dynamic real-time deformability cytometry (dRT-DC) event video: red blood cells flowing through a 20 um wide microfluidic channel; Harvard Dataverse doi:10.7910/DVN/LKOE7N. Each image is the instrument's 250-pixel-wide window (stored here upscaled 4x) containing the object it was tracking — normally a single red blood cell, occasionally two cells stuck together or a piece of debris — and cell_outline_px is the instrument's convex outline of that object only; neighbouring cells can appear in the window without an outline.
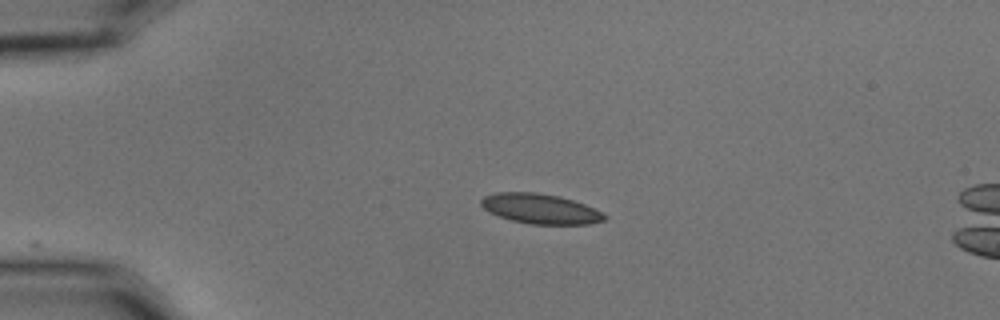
{"species": "common noctule bat (a hibernating species)", "species_latin": "Nyctalus noctula", "temperature_condition": "cold", "stored_images_in_passage": 14, "camera_frame_rate_fps": 3000, "um_per_image_px": 0.085, "animal": {"sex": "male", "body_mass_g": 15.6}, "frame": {"image": 1, "passage_image": 1, "time_ms": 0.0, "image_size_px": [1000, 320], "cell_outline_px": [[608, 216], [604, 220], [588, 224], [532, 224], [512, 220], [488, 212], [480, 204], [480, 200], [484, 196], [496, 192], [536, 192], [560, 196], [584, 204], [604, 212]], "centroid_in_image_um": [45.93, 17.74], "position_along_channel_um": 39.1, "area_um2": 21.56}}